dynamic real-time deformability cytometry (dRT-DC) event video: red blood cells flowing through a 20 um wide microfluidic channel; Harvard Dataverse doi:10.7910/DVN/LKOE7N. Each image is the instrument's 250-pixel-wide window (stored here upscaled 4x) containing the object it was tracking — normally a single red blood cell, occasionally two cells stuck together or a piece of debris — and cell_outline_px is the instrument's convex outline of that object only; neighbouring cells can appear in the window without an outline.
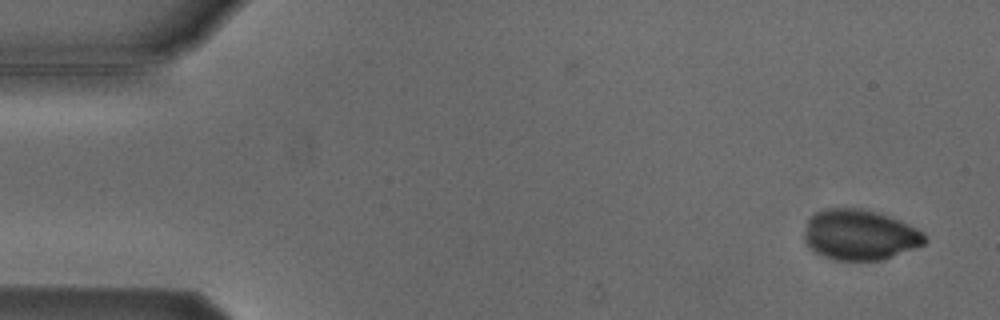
{"species": "Egyptian fruit bat (a non-hibernating species)", "species_latin": "Rousettus aegyptiacus", "temperature_condition": "cold", "stored_images_in_passage": 7, "camera_frame_rate_fps": 3000, "um_per_image_px": 0.085, "animal": {"sex": "male"}, "frame": {"image": 1, "passage_image": 1, "time_ms": 0.0, "image_size_px": [1000, 320], "cell_outline_px": [[928, 240], [924, 244], [916, 248], [880, 260], [836, 260], [820, 256], [804, 240], [804, 232], [808, 220], [816, 212], [824, 208], [860, 208], [880, 212], [908, 224], [924, 232]], "centroid_in_image_um": [73.09, 19.95], "position_along_channel_um": 11.9, "area_um2": 35.55}}